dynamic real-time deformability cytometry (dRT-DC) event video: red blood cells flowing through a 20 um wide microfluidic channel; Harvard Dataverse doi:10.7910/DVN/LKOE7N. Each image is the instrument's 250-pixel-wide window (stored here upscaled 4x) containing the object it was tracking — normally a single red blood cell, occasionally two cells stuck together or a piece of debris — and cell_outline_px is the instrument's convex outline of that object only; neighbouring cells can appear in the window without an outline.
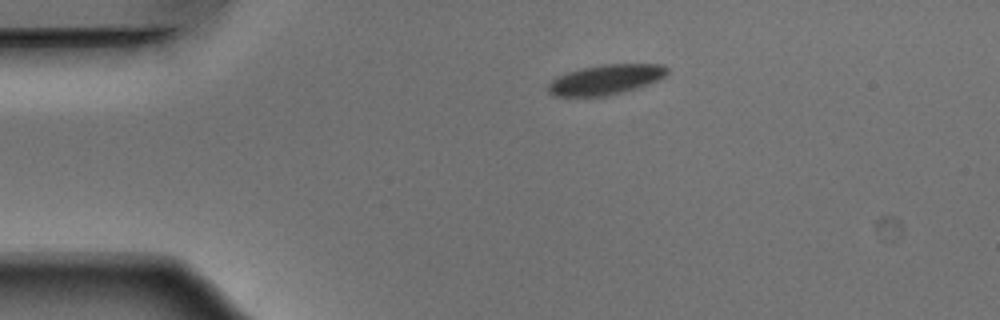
{"species": "Egyptian fruit bat (a non-hibernating species)", "species_latin": "Rousettus aegyptiacus", "temperature_condition": "warm", "stored_images_in_passage": 43, "camera_frame_rate_fps": 3000, "um_per_image_px": 0.085, "animal": {"sex": "male"}, "frame": {"image": 1, "passage_image": 1, "time_ms": 0.0, "image_size_px": [1000, 320], "cell_outline_px": [[668, 72], [664, 76], [648, 84], [624, 92], [608, 96], [556, 96], [548, 92], [548, 84], [556, 76], [580, 68], [604, 64], [664, 64], [668, 68]], "centroid_in_image_um": [51.47, 6.76], "position_along_channel_um": 33.5, "area_um2": 20.81}}
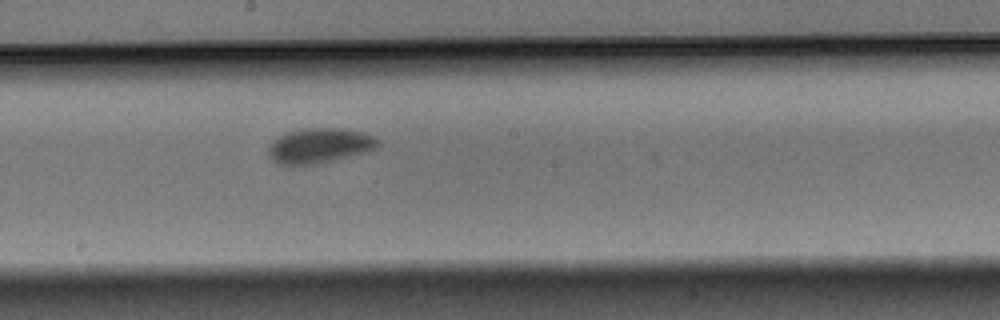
{"frame": {"image": 2, "passage_image": 19, "time_ms": 6.0, "image_size_px": [1000, 320], "cell_outline_px": [[380, 144], [376, 148], [364, 152], [316, 164], [280, 164], [272, 160], [268, 152], [268, 148], [280, 136], [288, 132], [304, 128], [344, 128], [376, 136], [380, 140]], "centroid_in_image_um": [27.2, 12.36], "position_along_channel_um": 221.0, "area_um2": 21.96}}
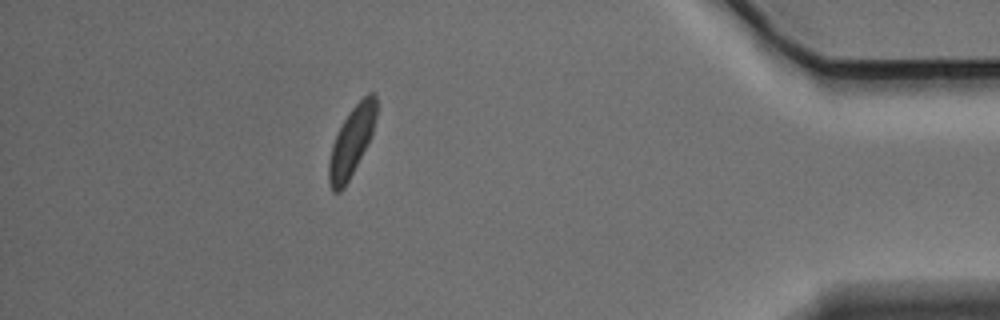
{"frame": {"image": 3, "passage_image": 37, "time_ms": 12.0, "image_size_px": [1000, 320], "cell_outline_px": [[376, 116], [372, 136], [368, 144], [344, 188], [340, 192], [332, 192], [328, 180], [328, 164], [332, 144], [344, 120], [352, 108], [368, 92], [372, 92], [376, 96]], "centroid_in_image_um": [29.88, 12.06], "position_along_channel_um": 405.3, "area_um2": 19.02}, "authors_computed_cell_mechanics": {"area_um2": 20.808, "velocity_mm_per_s": 3.843, "shape_relaxation_time_tau1_ms": 1.734, "shape_relaxation_time_tau2_ms": null, "deformation_change_tau1": 0.0898, "deformation_change_tau2": null}}